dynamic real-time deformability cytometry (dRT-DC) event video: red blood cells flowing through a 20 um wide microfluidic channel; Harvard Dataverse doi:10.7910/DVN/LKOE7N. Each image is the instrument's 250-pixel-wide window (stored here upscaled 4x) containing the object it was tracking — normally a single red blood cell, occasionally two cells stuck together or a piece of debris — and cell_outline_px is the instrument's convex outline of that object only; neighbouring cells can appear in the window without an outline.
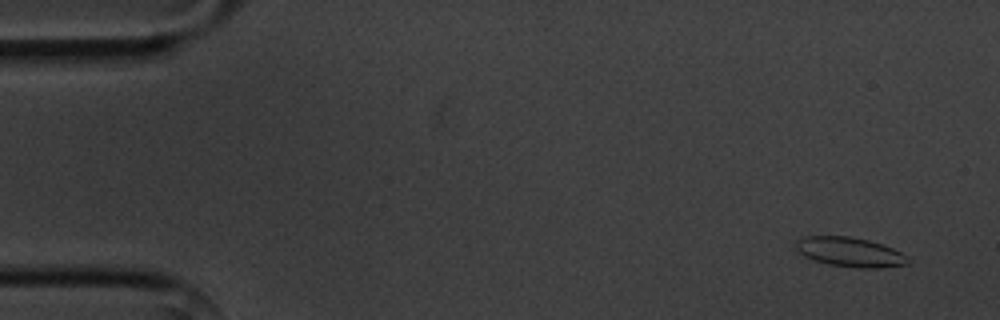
{"species": "common noctule bat (a hibernating species)", "species_latin": "Nyctalus noctula", "temperature_condition": "cold", "stored_images_in_passage": 5, "camera_frame_rate_fps": 3000, "um_per_image_px": 0.085, "animal": {"sex": "male", "body_mass_g": 20.1, "forearm_length_mm": 53.5}, "frame": {"image": 1, "passage_image": 1, "time_ms": 0.0, "image_size_px": [1000, 320], "cell_outline_px": [[908, 264], [880, 268], [860, 268], [828, 264], [804, 256], [796, 248], [796, 240], [804, 236], [848, 236], [868, 240], [892, 248], [900, 252], [904, 256]], "centroid_in_image_um": [72.2, 21.42], "position_along_channel_um": 12.8, "area_um2": 18.9}}